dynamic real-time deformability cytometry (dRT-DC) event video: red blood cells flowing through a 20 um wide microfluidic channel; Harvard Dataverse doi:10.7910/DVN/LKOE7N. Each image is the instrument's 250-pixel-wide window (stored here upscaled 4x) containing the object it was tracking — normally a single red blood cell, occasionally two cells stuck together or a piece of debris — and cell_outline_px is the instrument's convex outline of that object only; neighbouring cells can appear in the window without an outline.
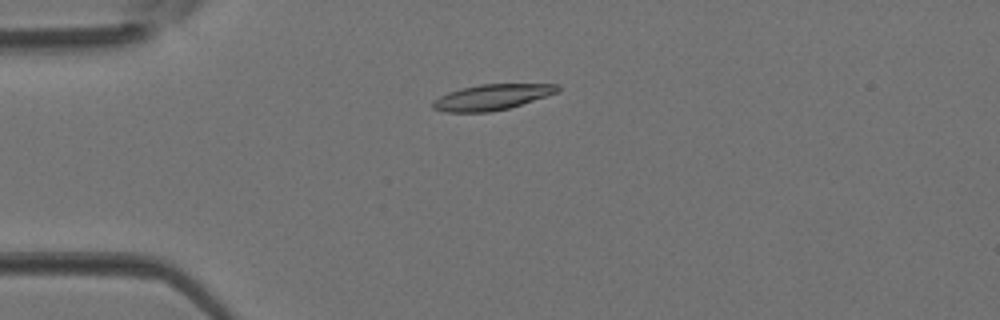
{"species": "Egyptian fruit bat (a non-hibernating species)", "species_latin": "Rousettus aegyptiacus", "temperature_condition": "room temperature", "stored_images_in_passage": 3, "camera_frame_rate_fps": 3000, "um_per_image_px": 0.085, "animal": {"sex": "female"}, "frame": {"image": 1, "passage_image": 2, "time_ms": 0.333, "image_size_px": [1000, 320], "cell_outline_px": [[560, 88], [556, 92], [508, 108], [488, 112], [444, 112], [432, 108], [432, 100], [448, 92], [460, 88], [480, 84], [560, 84]], "centroid_in_image_um": [41.73, 8.25], "position_along_channel_um": 43.3, "area_um2": 18.44}}